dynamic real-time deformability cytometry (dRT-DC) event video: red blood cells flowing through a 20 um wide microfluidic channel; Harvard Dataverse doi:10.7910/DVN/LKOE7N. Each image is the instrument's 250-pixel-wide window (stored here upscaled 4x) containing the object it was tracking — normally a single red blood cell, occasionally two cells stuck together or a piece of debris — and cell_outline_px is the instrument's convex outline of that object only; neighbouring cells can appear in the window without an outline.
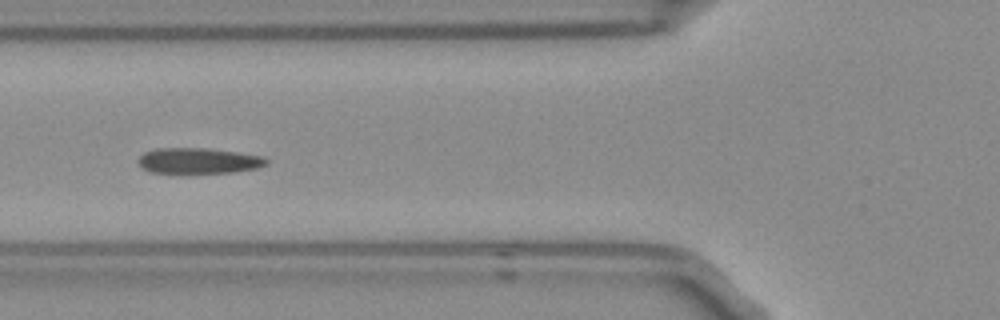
{"species": "Egyptian fruit bat (a non-hibernating species)", "species_latin": "Rousettus aegyptiacus", "temperature_condition": "room temperature", "stored_images_in_passage": 6, "camera_frame_rate_fps": 3000, "um_per_image_px": 0.085, "frame": {"image": 1, "passage_image": 4, "time_ms": 1.0, "image_size_px": [1000, 320], "cell_outline_px": [[268, 164], [260, 168], [232, 172], [148, 172], [136, 160], [144, 152], [156, 148], [208, 148], [264, 156], [268, 160]], "centroid_in_image_um": [16.91, 13.65], "position_along_channel_um": 108.9, "area_um2": 19.07}}